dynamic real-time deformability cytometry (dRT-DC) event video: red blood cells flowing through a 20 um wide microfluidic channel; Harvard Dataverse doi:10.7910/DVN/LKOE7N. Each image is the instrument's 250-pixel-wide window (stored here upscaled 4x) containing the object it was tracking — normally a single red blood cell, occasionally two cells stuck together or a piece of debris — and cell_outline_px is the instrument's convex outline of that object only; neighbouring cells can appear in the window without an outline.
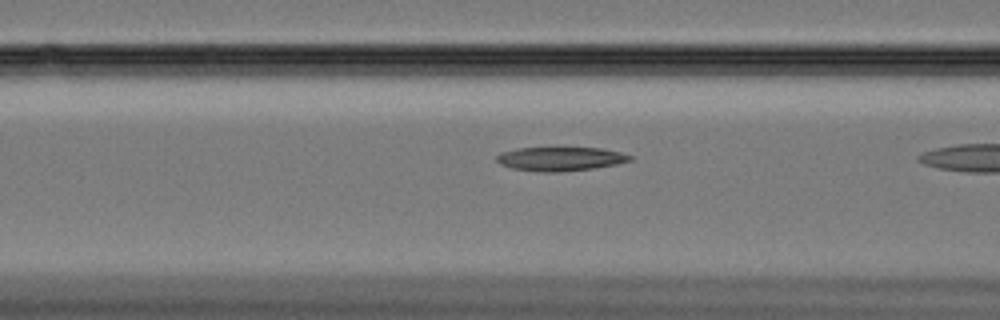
{"species": "Egyptian fruit bat (a non-hibernating species)", "species_latin": "Rousettus aegyptiacus", "temperature_condition": "cold", "stored_images_in_passage": 8, "camera_frame_rate_fps": 3000, "um_per_image_px": 0.085, "animal": {"sex": "female"}, "frame": {"image": 1, "passage_image": 7, "time_ms": 2.0, "image_size_px": [1000, 320], "cell_outline_px": [[632, 160], [616, 164], [592, 168], [556, 172], [544, 172], [512, 168], [500, 164], [496, 160], [496, 156], [500, 152], [516, 148], [600, 148], [620, 152], [632, 156]], "centroid_in_image_um": [47.6, 13.5], "position_along_channel_um": 119.0, "area_um2": 18.38}}